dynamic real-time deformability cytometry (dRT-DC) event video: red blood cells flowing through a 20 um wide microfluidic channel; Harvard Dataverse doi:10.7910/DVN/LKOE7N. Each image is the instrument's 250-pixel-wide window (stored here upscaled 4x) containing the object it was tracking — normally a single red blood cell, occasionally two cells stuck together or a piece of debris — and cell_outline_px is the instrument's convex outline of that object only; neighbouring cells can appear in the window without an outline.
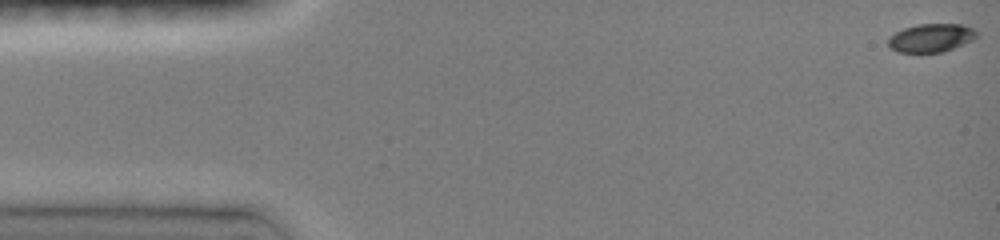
{"species": "common noctule bat (a hibernating species)", "species_latin": "Nyctalus noctula", "temperature_condition": "room temperature", "stored_images_in_passage": 47, "camera_frame_rate_fps": 3000, "um_per_image_px": 0.085, "animal": {"sex": "female", "body_mass_g": 19.0, "forearm_length_mm": 51.5}, "frame": {"image": 1, "passage_image": 1, "time_ms": 0.0, "image_size_px": [1000, 240], "cell_outline_px": [[980, 36], [972, 40], [952, 48], [940, 52], [896, 52], [888, 44], [888, 36], [904, 28], [920, 24], [960, 24], [972, 28], [980, 32]], "centroid_in_image_um": [79.16, 3.21], "position_along_channel_um": 5.8, "area_um2": 14.57}}
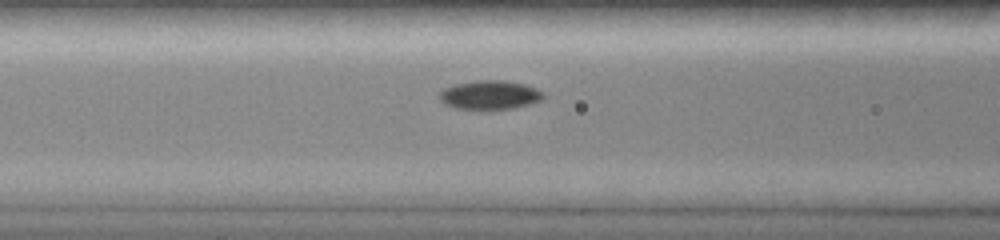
{"frame": {"image": 2, "passage_image": 19, "time_ms": 6.0, "image_size_px": [1000, 240], "cell_outline_px": [[544, 96], [540, 100], [516, 108], [492, 112], [484, 112], [456, 108], [444, 104], [440, 100], [440, 92], [444, 88], [452, 84], [476, 80], [504, 80], [524, 84], [536, 88], [544, 92]], "centroid_in_image_um": [41.61, 8.11], "position_along_channel_um": 125.0, "area_um2": 18.32}}
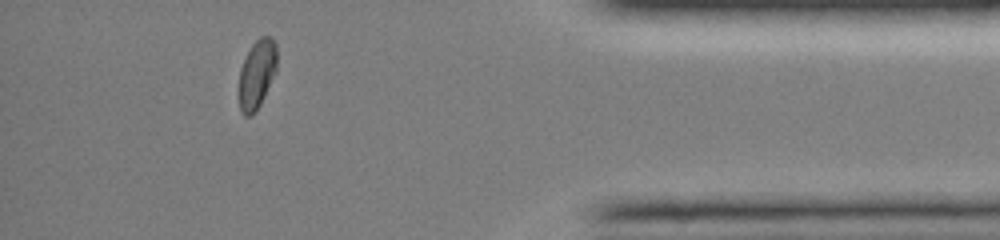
{"frame": {"image": 3, "passage_image": 42, "time_ms": 13.667, "image_size_px": [1000, 240], "cell_outline_px": [[276, 72], [256, 112], [252, 116], [244, 116], [240, 112], [236, 92], [240, 68], [252, 44], [260, 36], [268, 36], [276, 44]], "centroid_in_image_um": [21.78, 6.38], "position_along_channel_um": 413.4, "area_um2": 15.66}, "authors_computed_cell_mechanics": {"area_um2": 16.184, "velocity_mm_per_s": 4.1227, "shape_relaxation_time_tau1_ms": 2.8076, "shape_relaxation_time_tau2_ms": null, "deformation_change_tau1": 0.1217, "deformation_change_tau2": null}}